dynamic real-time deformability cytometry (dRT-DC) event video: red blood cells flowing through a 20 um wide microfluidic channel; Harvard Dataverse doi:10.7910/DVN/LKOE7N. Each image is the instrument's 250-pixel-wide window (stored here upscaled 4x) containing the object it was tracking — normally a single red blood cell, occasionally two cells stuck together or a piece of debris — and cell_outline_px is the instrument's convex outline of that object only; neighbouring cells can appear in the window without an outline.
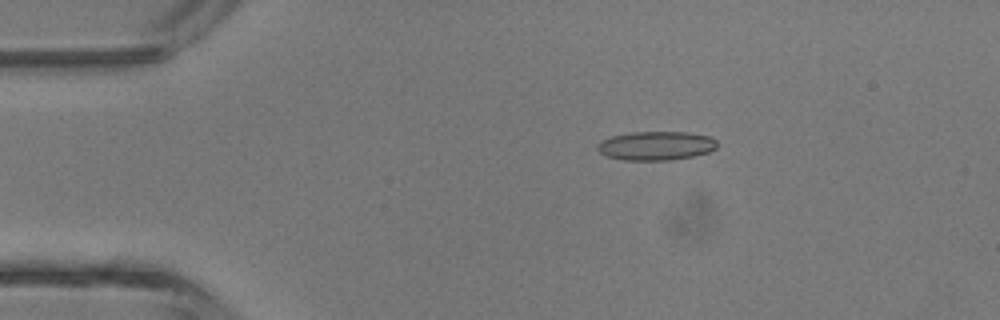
{"species": "common noctule bat (a hibernating species)", "species_latin": "Nyctalus noctula", "temperature_condition": "room temperature", "stored_images_in_passage": 3, "camera_frame_rate_fps": 3000, "um_per_image_px": 0.085, "animal": {"sex": "male", "body_mass_g": 13.3}, "frame": {"image": 1, "passage_image": 2, "time_ms": 1.333, "image_size_px": [1000, 320], "cell_outline_px": [[716, 148], [708, 152], [692, 156], [668, 160], [624, 160], [608, 156], [600, 152], [596, 148], [596, 144], [600, 140], [612, 136], [632, 132], [688, 132], [712, 136], [716, 140]], "centroid_in_image_um": [55.75, 12.38], "position_along_channel_um": 29.2, "area_um2": 20.17}}